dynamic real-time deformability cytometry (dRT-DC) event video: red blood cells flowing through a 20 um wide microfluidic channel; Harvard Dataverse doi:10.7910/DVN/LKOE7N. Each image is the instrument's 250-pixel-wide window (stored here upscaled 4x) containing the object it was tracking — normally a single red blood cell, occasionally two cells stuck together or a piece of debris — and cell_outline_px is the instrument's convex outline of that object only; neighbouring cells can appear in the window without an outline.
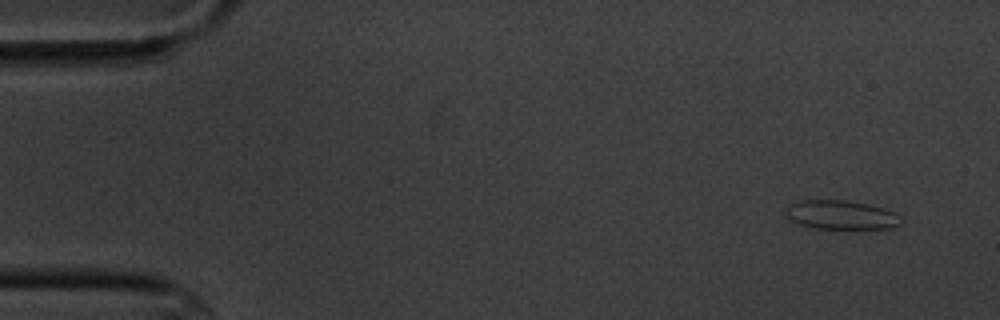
{"species": "common noctule bat (a hibernating species)", "species_latin": "Nyctalus noctula", "temperature_condition": "cold", "stored_images_in_passage": 4, "camera_frame_rate_fps": 3000, "um_per_image_px": 0.085, "animal": {"sex": "male", "body_mass_g": 20.1, "forearm_length_mm": 53.5}, "frame": {"image": 1, "passage_image": 1, "time_ms": 0.0, "image_size_px": [1000, 320], "cell_outline_px": [[904, 220], [900, 224], [892, 228], [816, 228], [800, 224], [788, 220], [784, 212], [788, 204], [800, 200], [844, 200], [868, 204], [884, 208], [900, 216]], "centroid_in_image_um": [71.46, 18.26], "position_along_channel_um": 13.5, "area_um2": 19.54}}
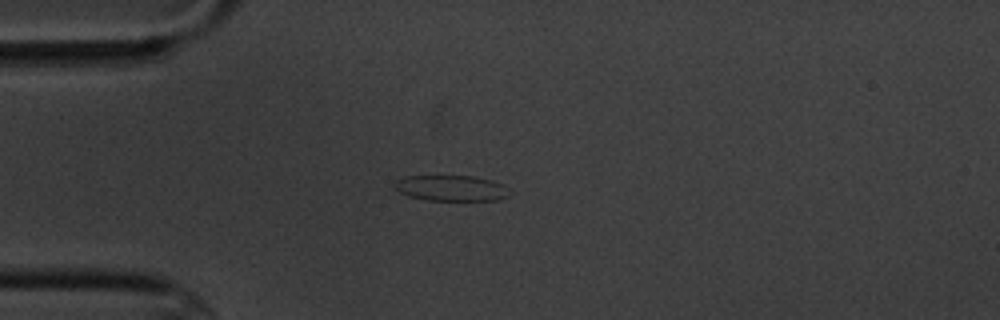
{"frame": {"image": 2, "passage_image": 4, "time_ms": 3.667, "image_size_px": [1000, 320], "cell_outline_px": [[512, 192], [508, 196], [500, 200], [428, 200], [408, 196], [400, 192], [392, 184], [396, 180], [404, 176], [472, 176], [492, 180], [504, 184]], "centroid_in_image_um": [38.39, 15.99], "position_along_channel_um": 46.6, "area_um2": 17.4}}